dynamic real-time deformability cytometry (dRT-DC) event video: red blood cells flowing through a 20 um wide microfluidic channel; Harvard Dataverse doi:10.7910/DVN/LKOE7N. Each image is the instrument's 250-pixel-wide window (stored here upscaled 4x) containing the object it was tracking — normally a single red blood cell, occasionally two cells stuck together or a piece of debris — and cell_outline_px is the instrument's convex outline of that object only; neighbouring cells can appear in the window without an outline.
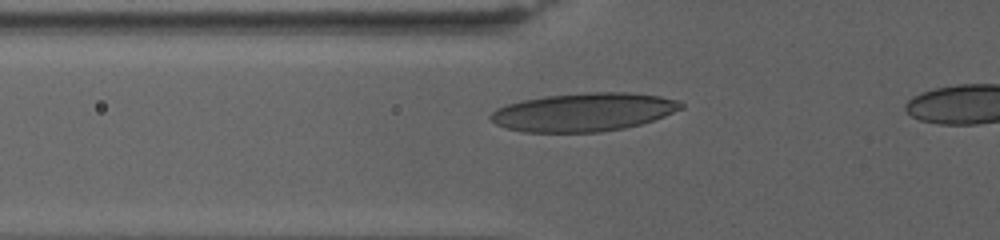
{"species": "human", "species_latin": "Homo sapiens", "temperature_condition": "warm", "stored_images_in_passage": 46, "camera_frame_rate_fps": 3000, "um_per_image_px": 0.085, "donor": {"sex": "female"}, "frame": {"image": 1, "passage_image": 12, "time_ms": 5.0, "image_size_px": [1000, 240], "cell_outline_px": [[684, 108], [664, 116], [640, 124], [624, 128], [600, 132], [524, 132], [504, 128], [496, 124], [488, 116], [496, 108], [508, 104], [524, 100], [544, 96], [584, 92], [632, 92], [660, 96], [680, 100], [684, 104]], "centroid_in_image_um": [49.62, 9.52], "position_along_channel_um": 76.2, "area_um2": 42.77}}
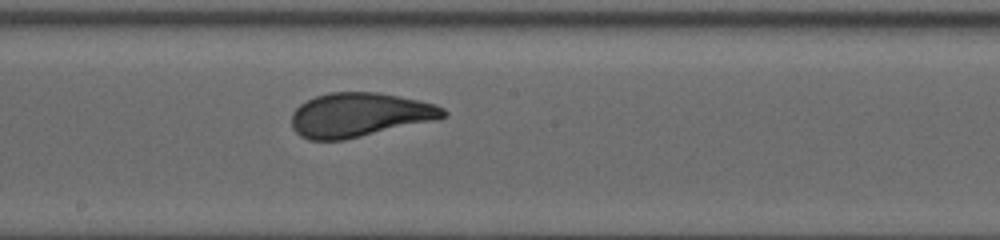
{"frame": {"image": 2, "passage_image": 32, "time_ms": 10.333, "image_size_px": [1000, 240], "cell_outline_px": [[448, 116], [432, 120], [344, 140], [308, 140], [300, 136], [292, 128], [292, 112], [300, 104], [316, 96], [328, 92], [376, 92], [400, 96], [420, 100], [436, 104], [444, 108], [448, 112]], "centroid_in_image_um": [30.54, 9.75], "position_along_channel_um": 217.7, "area_um2": 38.9}}
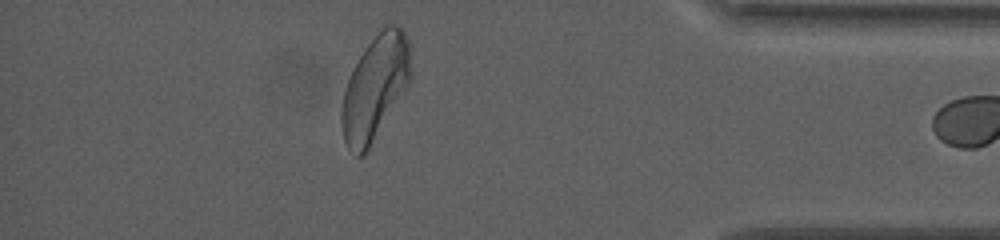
{"frame": {"image": 3, "passage_image": 45, "time_ms": 18.333, "image_size_px": [1000, 240], "cell_outline_px": [[412, 76], [408, 84], [364, 156], [356, 156], [348, 148], [344, 140], [340, 124], [340, 112], [344, 88], [364, 48], [388, 24], [396, 24], [404, 32], [408, 40], [412, 68]], "centroid_in_image_um": [31.87, 7.48], "position_along_channel_um": 403.3, "area_um2": 41.67}}